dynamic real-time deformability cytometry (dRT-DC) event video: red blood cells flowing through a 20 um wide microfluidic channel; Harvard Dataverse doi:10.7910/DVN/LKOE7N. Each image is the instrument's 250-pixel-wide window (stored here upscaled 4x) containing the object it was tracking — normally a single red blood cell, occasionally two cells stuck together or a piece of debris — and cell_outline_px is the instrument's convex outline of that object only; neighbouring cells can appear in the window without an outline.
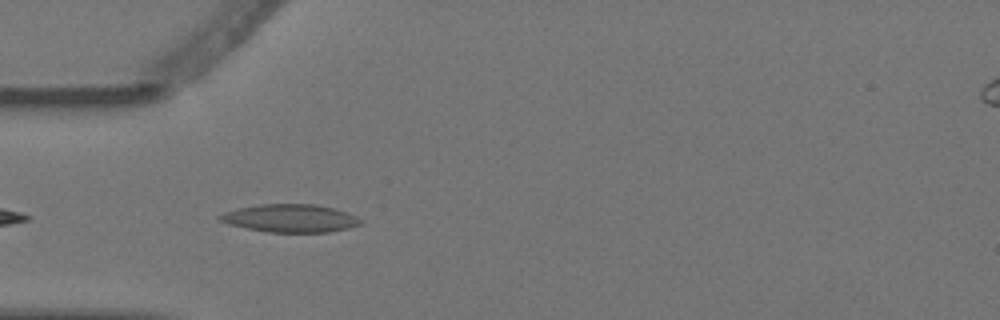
{"species": "Egyptian fruit bat (a non-hibernating species)", "species_latin": "Rousettus aegyptiacus", "temperature_condition": "warm", "stored_images_in_passage": 6, "camera_frame_rate_fps": 3000, "um_per_image_px": 0.085, "animal": {"sex": "female"}, "frame": {"image": 1, "passage_image": 5, "time_ms": 1.333, "image_size_px": [1000, 320], "cell_outline_px": [[364, 224], [348, 228], [328, 232], [268, 232], [244, 228], [228, 224], [220, 220], [216, 216], [224, 212], [236, 208], [260, 204], [316, 204], [348, 212], [364, 220]], "centroid_in_image_um": [24.68, 18.55], "position_along_channel_um": 60.3, "area_um2": 23.18}}
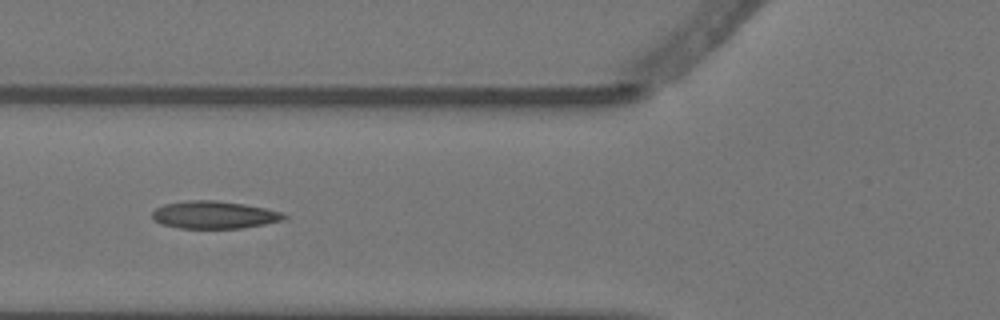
{"frame": {"image": 2, "passage_image": 6, "time_ms": 1.667, "image_size_px": [1000, 320], "cell_outline_px": [[288, 216], [284, 220], [264, 224], [240, 228], [180, 228], [160, 224], [152, 216], [152, 212], [156, 208], [164, 204], [188, 200], [216, 200], [244, 204], [264, 208], [280, 212]], "centroid_in_image_um": [18.19, 18.26], "position_along_channel_um": 107.6, "area_um2": 21.04}}